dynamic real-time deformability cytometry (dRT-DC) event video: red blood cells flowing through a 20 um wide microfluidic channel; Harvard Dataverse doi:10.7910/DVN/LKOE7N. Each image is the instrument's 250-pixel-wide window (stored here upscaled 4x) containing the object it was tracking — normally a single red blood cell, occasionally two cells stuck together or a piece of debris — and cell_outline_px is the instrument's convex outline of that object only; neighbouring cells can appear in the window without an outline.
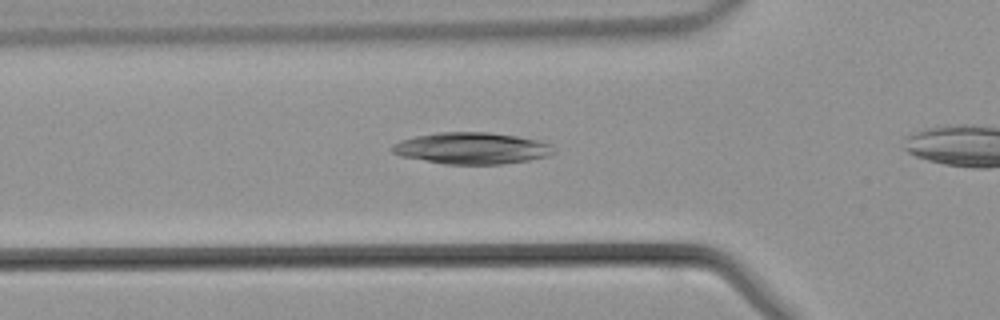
{"species": "common noctule bat (a hibernating species)", "species_latin": "Nyctalus noctula", "temperature_condition": "warm", "stored_images_in_passage": 26, "camera_frame_rate_fps": 3000, "um_per_image_px": 0.085, "animal": {"sex": "male", "body_mass_g": 21.5, "forearm_length_mm": 52.0}, "frame": {"image": 1, "passage_image": 5, "time_ms": 1.333, "image_size_px": [1000, 320], "cell_outline_px": [[556, 152], [548, 156], [528, 160], [500, 164], [444, 164], [400, 156], [392, 152], [388, 148], [392, 144], [400, 140], [416, 136], [440, 132], [488, 132], [516, 136], [536, 140], [552, 144]], "centroid_in_image_um": [40.07, 12.6], "position_along_channel_um": 85.7, "area_um2": 29.82}}
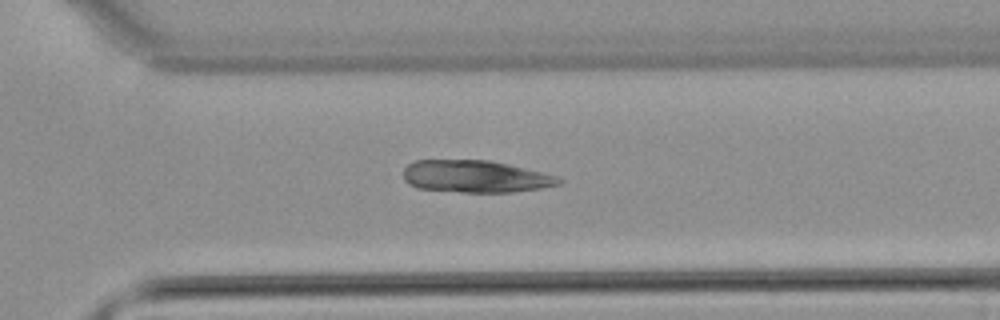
{"frame": {"image": 2, "passage_image": 21, "time_ms": 6.667, "image_size_px": [1000, 320], "cell_outline_px": [[564, 180], [560, 184], [540, 188], [512, 192], [460, 192], [416, 188], [408, 184], [404, 180], [404, 168], [408, 164], [416, 160], [488, 160], [508, 164], [560, 176]], "centroid_in_image_um": [40.42, 15.0], "position_along_channel_um": 330.2, "area_um2": 29.3}}
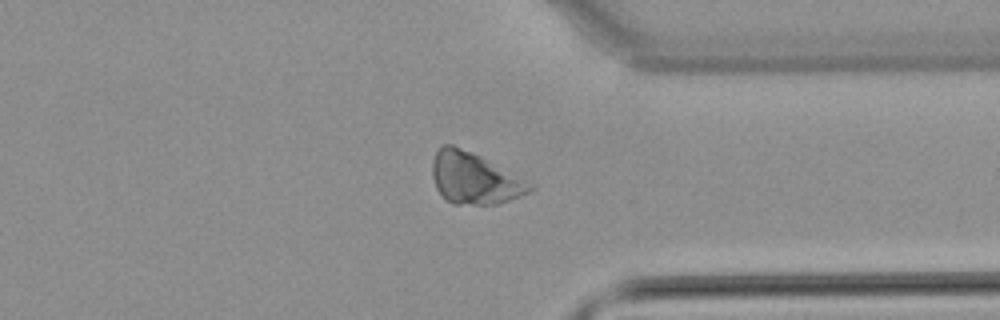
{"frame": {"image": 3, "passage_image": 24, "time_ms": 7.667, "image_size_px": [1000, 320], "cell_outline_px": [[536, 188], [528, 192], [508, 200], [496, 204], [452, 204], [436, 188], [432, 176], [432, 160], [436, 152], [444, 144], [452, 144], [472, 152], [536, 184]], "centroid_in_image_um": [40.34, 15.15], "position_along_channel_um": 371.1, "area_um2": 29.13}}